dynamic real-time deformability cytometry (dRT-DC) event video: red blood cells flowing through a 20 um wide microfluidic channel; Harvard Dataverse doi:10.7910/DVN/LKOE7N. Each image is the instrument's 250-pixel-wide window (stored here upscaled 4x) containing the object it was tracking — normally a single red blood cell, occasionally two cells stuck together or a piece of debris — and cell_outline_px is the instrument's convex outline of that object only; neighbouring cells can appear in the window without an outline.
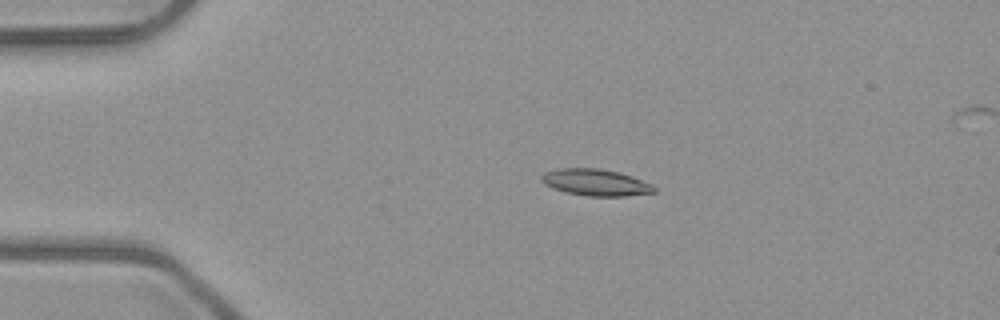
{"species": "common noctule bat (a hibernating species)", "species_latin": "Nyctalus noctula", "temperature_condition": "room temperature", "stored_images_in_passage": 5, "camera_frame_rate_fps": 3000, "um_per_image_px": 0.085, "animal": {"sex": "male", "body_mass_g": 23.1, "forearm_length_mm": 52.7}, "frame": {"image": 1, "passage_image": 3, "time_ms": 2.333, "image_size_px": [1000, 320], "cell_outline_px": [[656, 192], [624, 196], [588, 196], [568, 192], [552, 188], [544, 184], [540, 180], [540, 176], [544, 172], [556, 168], [600, 168], [620, 172], [632, 176], [652, 184], [656, 188]], "centroid_in_image_um": [50.61, 15.49], "position_along_channel_um": 34.4, "area_um2": 17.63}}